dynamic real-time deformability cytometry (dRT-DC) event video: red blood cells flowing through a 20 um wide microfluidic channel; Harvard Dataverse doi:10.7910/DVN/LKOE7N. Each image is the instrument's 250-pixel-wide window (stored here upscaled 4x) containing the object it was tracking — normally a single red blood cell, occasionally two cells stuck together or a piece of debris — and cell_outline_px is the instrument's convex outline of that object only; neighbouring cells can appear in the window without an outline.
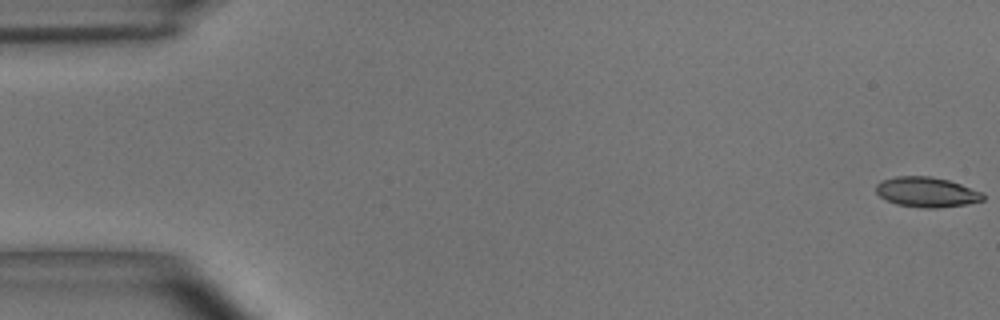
{"species": "common noctule bat (a hibernating species)", "species_latin": "Nyctalus noctula", "temperature_condition": "room temperature", "stored_images_in_passage": 55, "camera_frame_rate_fps": 3000, "um_per_image_px": 0.085, "animal": {"sex": "male", "body_mass_g": 15.6}, "frame": {"image": 1, "passage_image": 1, "time_ms": 0.0, "image_size_px": [1000, 320], "cell_outline_px": [[984, 200], [964, 204], [936, 208], [924, 208], [896, 204], [880, 196], [876, 192], [876, 184], [880, 180], [896, 176], [932, 176], [948, 180], [960, 184], [980, 192], [984, 196]], "centroid_in_image_um": [78.72, 16.31], "position_along_channel_um": 6.3, "area_um2": 18.55}}
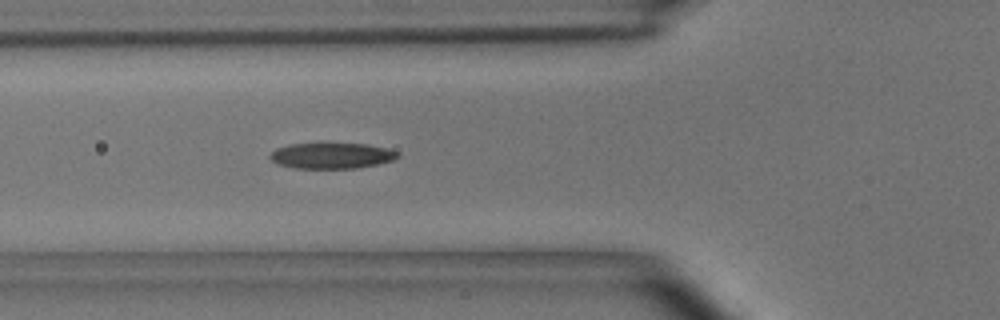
{"frame": {"image": 2, "passage_image": 20, "time_ms": 6.333, "image_size_px": [1000, 320], "cell_outline_px": [[400, 156], [392, 160], [376, 164], [356, 168], [296, 168], [276, 164], [268, 156], [276, 148], [292, 144], [368, 144], [388, 148], [396, 152]], "centroid_in_image_um": [28.17, 13.23], "position_along_channel_um": 97.6, "area_um2": 18.96}}
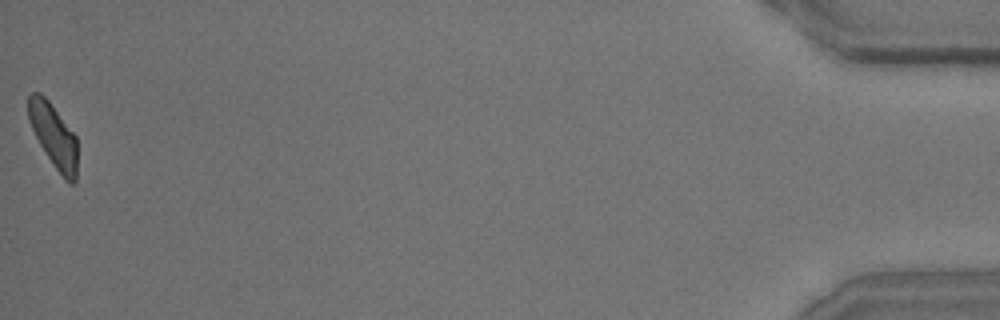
{"frame": {"image": 3, "passage_image": 55, "time_ms": 18.0, "image_size_px": [1000, 320], "cell_outline_px": [[76, 184], [68, 184], [64, 180], [40, 144], [28, 120], [28, 96], [32, 92], [40, 92], [48, 100], [76, 136]], "centroid_in_image_um": [4.55, 11.54], "position_along_channel_um": 430.6, "area_um2": 17.98}, "authors_computed_cell_mechanics": {"area_um2": 19.074, "velocity_mm_per_s": 3.674, "shape_relaxation_time_tau1_ms": 6.7639, "shape_relaxation_time_tau2_ms": 1.84, "deformation_change_tau1": 0.1905, "deformation_change_tau2": 0.0894}}